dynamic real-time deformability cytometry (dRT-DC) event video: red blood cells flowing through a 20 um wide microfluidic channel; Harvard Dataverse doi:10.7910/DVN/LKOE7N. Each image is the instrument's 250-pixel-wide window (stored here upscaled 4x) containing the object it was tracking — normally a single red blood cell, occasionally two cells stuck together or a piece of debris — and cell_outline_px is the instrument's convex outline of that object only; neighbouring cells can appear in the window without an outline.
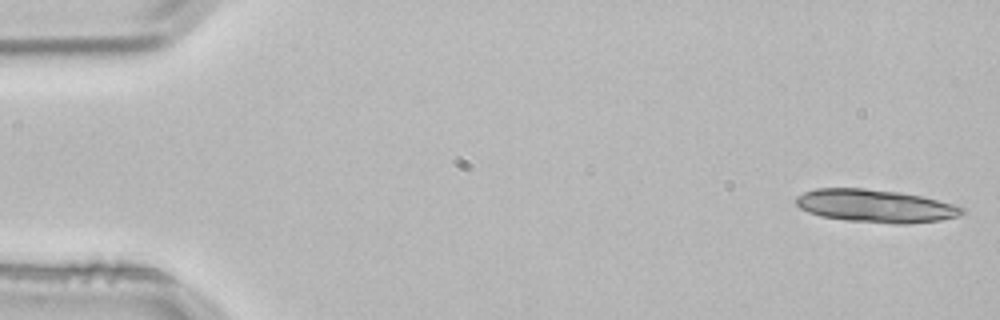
{"species": "common noctule bat (a hibernating species)", "species_latin": "Nyctalus noctula", "temperature_condition": "room temperature", "stored_images_in_passage": 4, "segment_of_instrument_passage": [2, 2], "camera_frame_rate_fps": 3000, "um_per_image_px": 0.085, "animal": {"sex": "male", "body_mass_g": 21.5, "forearm_length_mm": 52.0}, "frame": {"image": 1, "passage_image": 4, "time_ms": 1.0, "image_size_px": [1000, 320], "cell_outline_px": [[964, 212], [960, 216], [940, 220], [908, 224], [892, 224], [844, 220], [820, 216], [808, 212], [800, 208], [796, 204], [796, 196], [804, 192], [816, 188], [864, 188], [900, 192], [920, 196], [952, 204], [964, 208]], "centroid_in_image_um": [74.39, 17.51], "position_along_channel_um": 10.6, "area_um2": 31.91}}